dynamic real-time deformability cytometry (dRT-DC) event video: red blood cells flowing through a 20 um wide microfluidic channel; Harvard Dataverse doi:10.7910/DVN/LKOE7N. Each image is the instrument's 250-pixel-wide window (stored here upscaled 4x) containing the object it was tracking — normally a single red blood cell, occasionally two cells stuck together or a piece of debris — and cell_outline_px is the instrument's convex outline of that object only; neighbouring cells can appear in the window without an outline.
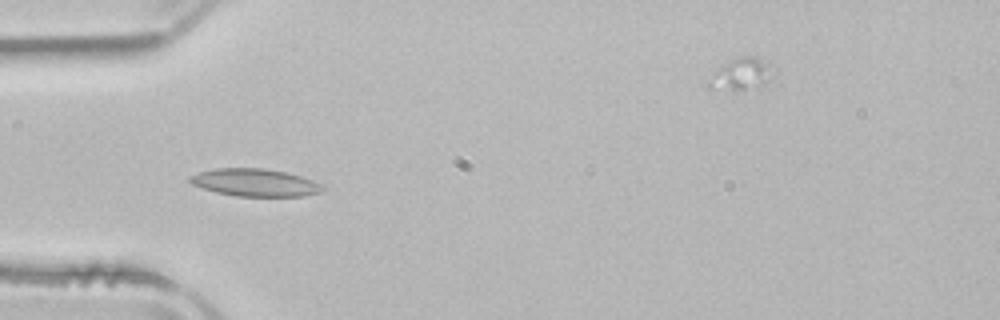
{"species": "common noctule bat (a hibernating species)", "species_latin": "Nyctalus noctula", "temperature_condition": "room temperature", "stored_images_in_passage": 5, "camera_frame_rate_fps": 3000, "um_per_image_px": 0.085, "animal": {"sex": "male", "body_mass_g": 21.5, "forearm_length_mm": 52.0}, "frame": {"image": 1, "passage_image": 4, "time_ms": 4.333, "image_size_px": [1000, 320], "cell_outline_px": [[324, 188], [320, 192], [304, 196], [236, 196], [216, 192], [192, 184], [188, 180], [188, 176], [200, 172], [216, 168], [264, 168], [288, 172], [324, 184]], "centroid_in_image_um": [21.69, 15.51], "position_along_channel_um": 63.3, "area_um2": 21.33}}
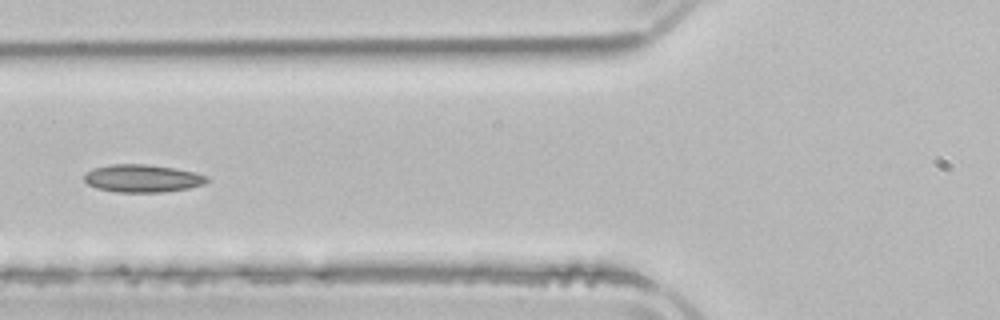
{"frame": {"image": 2, "passage_image": 5, "time_ms": 5.667, "image_size_px": [1000, 320], "cell_outline_px": [[208, 180], [204, 184], [188, 188], [160, 192], [116, 192], [96, 188], [88, 184], [84, 180], [84, 176], [92, 168], [108, 164], [148, 164], [196, 172], [208, 176]], "centroid_in_image_um": [12.09, 15.15], "position_along_channel_um": 113.7, "area_um2": 19.83}}